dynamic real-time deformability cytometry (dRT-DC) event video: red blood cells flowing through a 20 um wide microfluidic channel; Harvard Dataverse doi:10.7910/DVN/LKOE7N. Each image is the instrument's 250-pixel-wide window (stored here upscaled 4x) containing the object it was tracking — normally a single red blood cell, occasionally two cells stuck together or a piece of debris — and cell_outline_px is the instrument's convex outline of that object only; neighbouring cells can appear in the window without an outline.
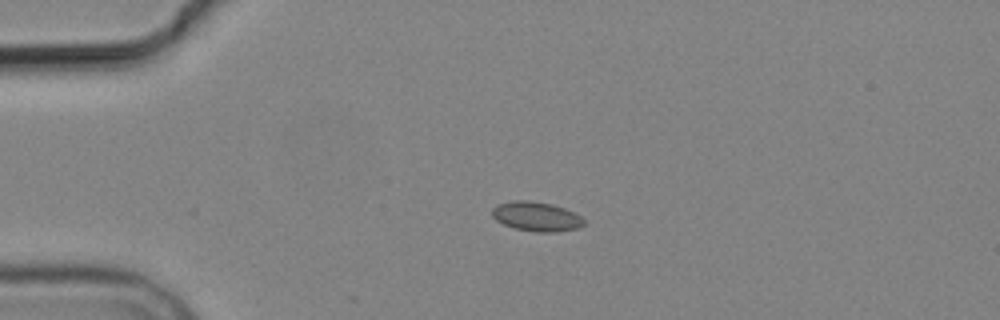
{"species": "common noctule bat (a hibernating species)", "species_latin": "Nyctalus noctula", "temperature_condition": "cold", "stored_images_in_passage": 4, "camera_frame_rate_fps": 3000, "um_per_image_px": 0.085, "animal": {"sex": "male", "body_mass_g": 19.2, "forearm_length_mm": 51.8}, "frame": {"image": 1, "passage_image": 3, "time_ms": 2.667, "image_size_px": [1000, 320], "cell_outline_px": [[584, 224], [580, 228], [556, 232], [536, 232], [516, 228], [504, 224], [496, 220], [492, 216], [492, 208], [496, 204], [512, 200], [528, 200], [552, 204], [564, 208], [580, 216], [584, 220]], "centroid_in_image_um": [45.58, 18.39], "position_along_channel_um": 39.4, "area_um2": 15.78}}